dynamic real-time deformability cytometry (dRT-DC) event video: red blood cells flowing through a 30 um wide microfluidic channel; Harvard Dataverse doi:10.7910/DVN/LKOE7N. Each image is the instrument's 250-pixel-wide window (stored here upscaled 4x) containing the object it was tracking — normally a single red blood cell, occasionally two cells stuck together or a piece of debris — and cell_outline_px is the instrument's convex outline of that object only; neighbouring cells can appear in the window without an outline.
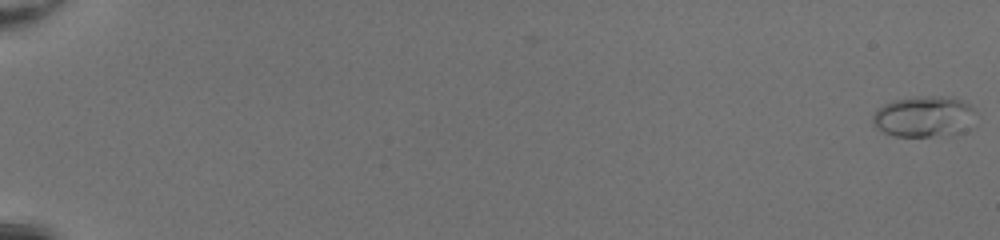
{"species": "common noctule bat (a hibernating species)", "species_latin": "Nyctalus noctula", "temperature_condition": "room temperature", "stored_images_in_passage": 19, "camera_frame_rate_fps": 3000, "um_per_image_px": 0.085, "animal": {"sex": "female", "body_mass_g": 20.0, "forearm_length_mm": 54.0}, "frame": {"image": 1, "passage_image": 1, "time_ms": 0.0, "image_size_px": [1000, 240], "cell_outline_px": [[976, 112], [972, 128], [956, 136], [896, 136], [884, 132], [872, 124], [872, 116], [876, 108], [892, 100], [916, 96], [952, 96], [964, 100]], "centroid_in_image_um": [78.6, 9.91], "position_along_channel_um": 6.4, "area_um2": 25.49}}
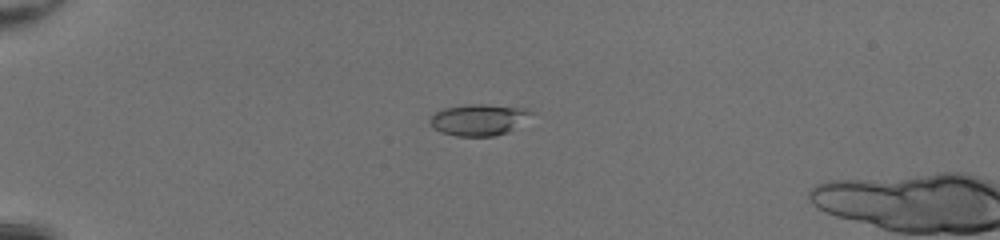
{"frame": {"image": 2, "passage_image": 16, "time_ms": 5.0, "image_size_px": [1000, 240], "cell_outline_px": [[536, 112], [508, 132], [496, 136], [456, 136], [440, 132], [432, 128], [428, 120], [436, 112], [444, 108], [464, 104], [488, 104], [528, 108]], "centroid_in_image_um": [40.69, 10.17], "position_along_channel_um": 44.3, "area_um2": 18.79}}